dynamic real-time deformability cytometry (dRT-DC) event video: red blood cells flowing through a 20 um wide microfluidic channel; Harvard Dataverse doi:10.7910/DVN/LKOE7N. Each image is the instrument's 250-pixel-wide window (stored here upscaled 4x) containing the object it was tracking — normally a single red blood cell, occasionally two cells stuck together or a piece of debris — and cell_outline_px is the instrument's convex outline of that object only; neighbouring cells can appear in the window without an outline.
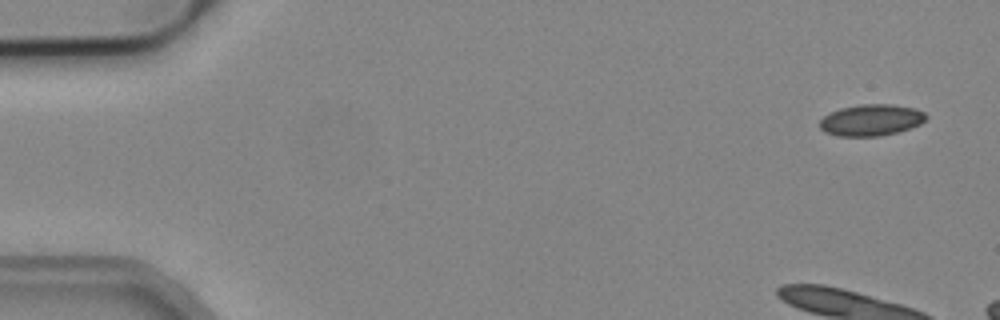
{"species": "common noctule bat (a hibernating species)", "species_latin": "Nyctalus noctula", "temperature_condition": "cold", "stored_images_in_passage": 5, "camera_frame_rate_fps": 3000, "um_per_image_px": 0.085, "animal": {"sex": "male", "body_mass_g": 19.2, "forearm_length_mm": 51.8}, "frame": {"image": 1, "passage_image": 1, "time_ms": 0.0, "image_size_px": [1000, 320], "cell_outline_px": [[928, 116], [920, 124], [896, 132], [880, 136], [836, 136], [824, 132], [820, 128], [820, 120], [828, 112], [840, 108], [860, 104], [892, 104], [916, 108], [924, 112]], "centroid_in_image_um": [74.02, 10.19], "position_along_channel_um": 11.0, "area_um2": 19.59}}